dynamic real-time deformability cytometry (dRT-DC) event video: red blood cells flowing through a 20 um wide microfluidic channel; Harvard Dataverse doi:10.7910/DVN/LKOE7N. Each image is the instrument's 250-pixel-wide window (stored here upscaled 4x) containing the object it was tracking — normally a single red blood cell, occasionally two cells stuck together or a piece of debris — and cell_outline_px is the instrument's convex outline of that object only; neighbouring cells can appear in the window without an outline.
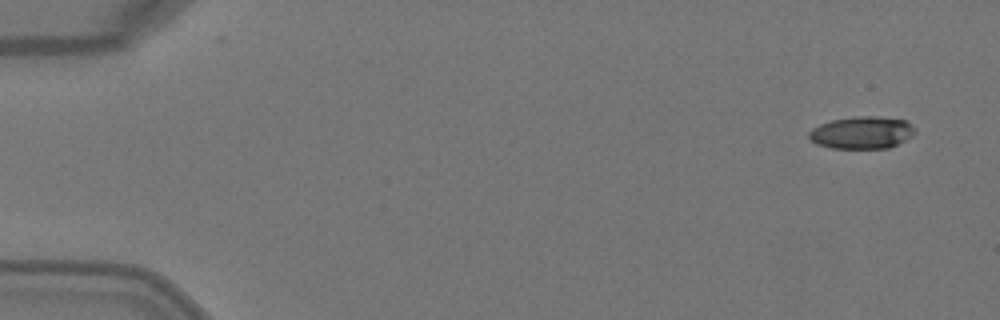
{"species": "Egyptian fruit bat (a non-hibernating species)", "species_latin": "Rousettus aegyptiacus", "temperature_condition": "warm", "stored_images_in_passage": 4, "camera_frame_rate_fps": 3000, "um_per_image_px": 0.085, "animal": {"sex": "female"}, "frame": {"image": 1, "passage_image": 1, "time_ms": 0.0, "image_size_px": [1000, 320], "cell_outline_px": [[916, 132], [912, 136], [888, 148], [832, 148], [816, 144], [808, 140], [808, 132], [812, 128], [820, 124], [832, 120], [852, 116], [880, 116], [904, 120], [912, 124], [916, 128]], "centroid_in_image_um": [73.24, 11.26], "position_along_channel_um": 11.8, "area_um2": 20.17}}
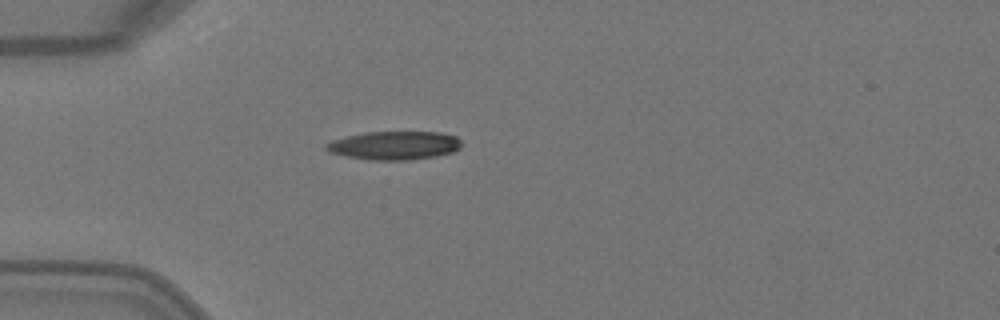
{"frame": {"image": 2, "passage_image": 4, "time_ms": 1.0, "image_size_px": [1000, 320], "cell_outline_px": [[460, 148], [452, 152], [436, 156], [408, 160], [372, 160], [344, 156], [332, 152], [324, 148], [324, 144], [332, 140], [364, 132], [440, 132], [456, 136], [460, 140]], "centroid_in_image_um": [33.51, 12.36], "position_along_channel_um": 51.5, "area_um2": 22.43}}